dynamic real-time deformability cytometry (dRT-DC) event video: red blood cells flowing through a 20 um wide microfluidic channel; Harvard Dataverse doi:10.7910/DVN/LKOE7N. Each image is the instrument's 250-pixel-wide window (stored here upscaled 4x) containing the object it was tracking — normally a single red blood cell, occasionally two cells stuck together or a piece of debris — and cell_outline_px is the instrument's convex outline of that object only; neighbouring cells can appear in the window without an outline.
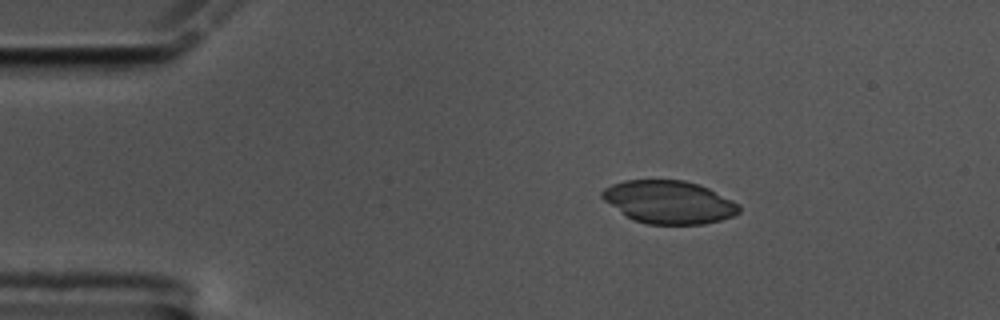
{"species": "common noctule bat (a hibernating species)", "species_latin": "Nyctalus noctula", "temperature_condition": "cold", "stored_images_in_passage": 49, "camera_frame_rate_fps": 3000, "um_per_image_px": 0.085, "animal": {"sex": "male", "body_mass_g": 17.5, "forearm_length_mm": 52.3}, "frame": {"image": 1, "passage_image": 1, "time_ms": 0.0, "image_size_px": [1000, 320], "cell_outline_px": [[740, 212], [732, 216], [720, 220], [704, 224], [648, 224], [632, 220], [604, 200], [600, 196], [600, 192], [604, 188], [612, 184], [624, 180], [684, 180], [708, 188], [740, 204]], "centroid_in_image_um": [56.84, 17.18], "position_along_channel_um": 28.2, "area_um2": 34.16}}